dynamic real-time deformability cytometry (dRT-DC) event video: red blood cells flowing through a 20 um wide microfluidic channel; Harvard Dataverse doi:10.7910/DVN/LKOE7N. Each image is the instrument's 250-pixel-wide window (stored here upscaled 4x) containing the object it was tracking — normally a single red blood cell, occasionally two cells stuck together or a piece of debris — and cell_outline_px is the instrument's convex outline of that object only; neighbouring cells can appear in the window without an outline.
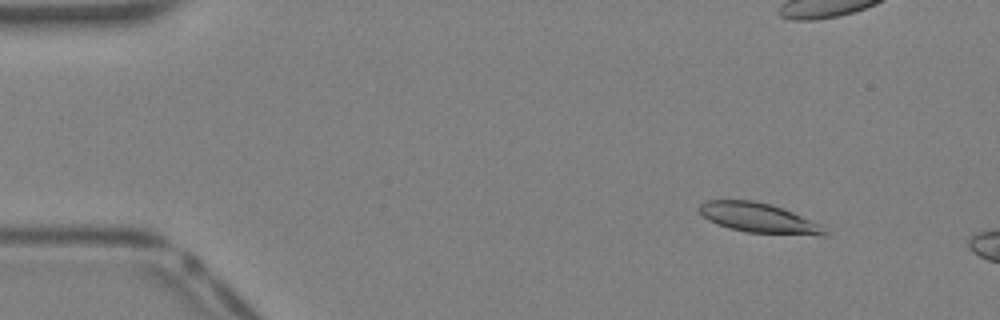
{"species": "Egyptian fruit bat (a non-hibernating species)", "species_latin": "Rousettus aegyptiacus", "temperature_condition": "warm", "stored_images_in_passage": 9, "camera_frame_rate_fps": 3000, "um_per_image_px": 0.085, "animal": {"sex": "female"}, "frame": {"image": 1, "passage_image": 1, "time_ms": 0.0, "image_size_px": [1000, 320], "cell_outline_px": [[828, 236], [820, 236], [748, 232], [728, 228], [716, 224], [708, 220], [696, 208], [704, 200], [752, 200], [772, 204], [792, 212], [820, 224]], "centroid_in_image_um": [64.45, 18.52], "position_along_channel_um": 20.6, "area_um2": 21.79}}